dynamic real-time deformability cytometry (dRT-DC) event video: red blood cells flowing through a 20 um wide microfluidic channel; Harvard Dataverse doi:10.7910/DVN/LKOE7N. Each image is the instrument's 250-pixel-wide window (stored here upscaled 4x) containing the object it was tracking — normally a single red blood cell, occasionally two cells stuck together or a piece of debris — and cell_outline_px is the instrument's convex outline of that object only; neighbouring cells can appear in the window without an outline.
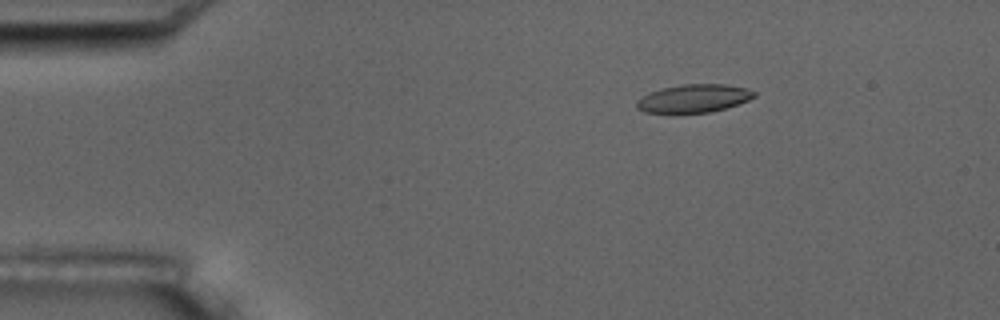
{"species": "common noctule bat (a hibernating species)", "species_latin": "Nyctalus noctula", "temperature_condition": "room temperature", "stored_images_in_passage": 4, "camera_frame_rate_fps": 3000, "um_per_image_px": 0.085, "animal": {"sex": "male", "body_mass_g": 17.5, "forearm_length_mm": 52.3}, "frame": {"image": 1, "passage_image": 2, "time_ms": 1.0, "image_size_px": [1000, 320], "cell_outline_px": [[756, 96], [748, 100], [724, 108], [708, 112], [644, 112], [636, 108], [636, 100], [648, 92], [660, 88], [680, 84], [728, 84], [748, 88], [756, 92]], "centroid_in_image_um": [58.95, 8.34], "position_along_channel_um": 26.0, "area_um2": 19.25}}